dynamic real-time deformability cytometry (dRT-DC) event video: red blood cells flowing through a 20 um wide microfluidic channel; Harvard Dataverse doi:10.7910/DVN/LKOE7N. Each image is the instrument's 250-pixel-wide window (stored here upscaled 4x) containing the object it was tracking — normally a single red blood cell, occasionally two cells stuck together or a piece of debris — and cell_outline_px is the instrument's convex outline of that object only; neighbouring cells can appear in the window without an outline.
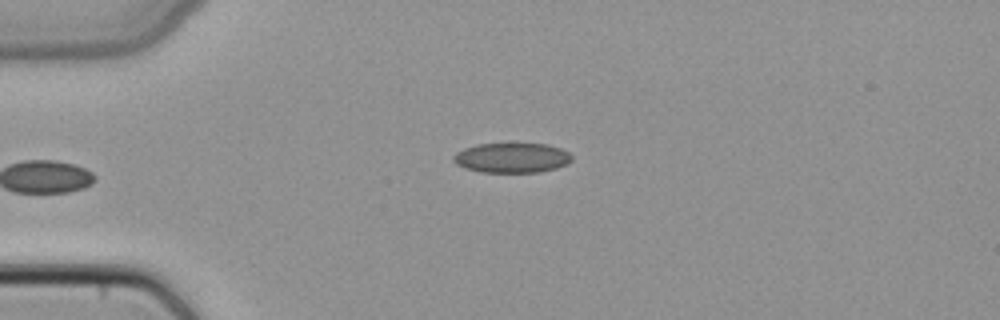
{"species": "common noctule bat (a hibernating species)", "species_latin": "Nyctalus noctula", "temperature_condition": "cold", "stored_images_in_passage": 4, "camera_frame_rate_fps": 3000, "um_per_image_px": 0.085, "animal": {"sex": "female", "body_mass_g": 22.7, "forearm_length_mm": 54.2}, "frame": {"image": 1, "passage_image": 4, "time_ms": 1.0, "image_size_px": [1000, 320], "cell_outline_px": [[572, 160], [568, 164], [556, 168], [540, 172], [480, 172], [464, 168], [456, 164], [452, 160], [452, 156], [456, 152], [464, 148], [476, 144], [512, 140], [548, 144], [560, 148], [568, 152], [572, 156]], "centroid_in_image_um": [43.49, 13.35], "position_along_channel_um": 41.5, "area_um2": 21.79}}